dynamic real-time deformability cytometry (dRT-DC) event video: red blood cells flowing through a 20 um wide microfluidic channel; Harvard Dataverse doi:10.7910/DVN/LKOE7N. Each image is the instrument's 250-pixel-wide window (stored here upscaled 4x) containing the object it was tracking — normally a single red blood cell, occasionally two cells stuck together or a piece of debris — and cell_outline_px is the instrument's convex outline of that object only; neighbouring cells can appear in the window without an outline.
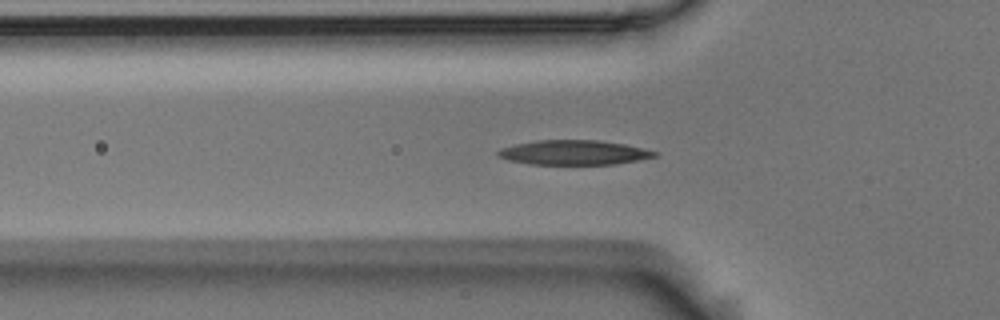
{"species": "Egyptian fruit bat (a non-hibernating species)", "species_latin": "Rousettus aegyptiacus", "temperature_condition": "room temperature", "stored_images_in_passage": 48, "camera_frame_rate_fps": 3000, "um_per_image_px": 0.085, "animal": {"sex": "male"}, "frame": {"image": 1, "passage_image": 9, "time_ms": 2.667, "image_size_px": [1000, 320], "cell_outline_px": [[656, 156], [616, 164], [532, 164], [508, 160], [496, 156], [496, 152], [500, 148], [516, 144], [536, 140], [596, 140], [624, 144], [656, 152]], "centroid_in_image_um": [48.69, 12.96], "position_along_channel_um": 77.1, "area_um2": 22.2}}
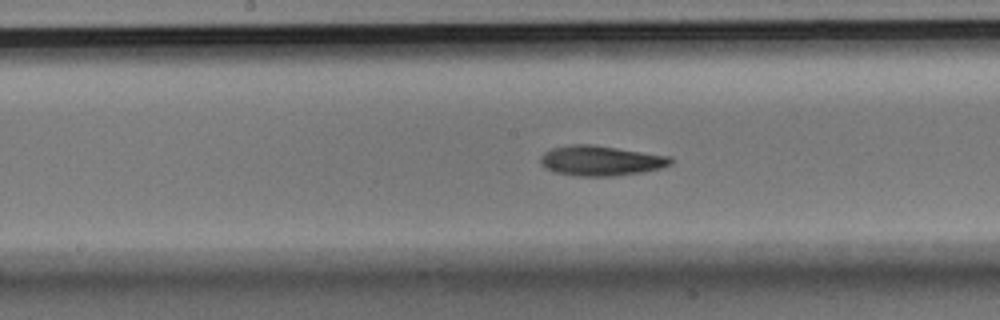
{"frame": {"image": 2, "passage_image": 19, "time_ms": 6.0, "image_size_px": [1000, 320], "cell_outline_px": [[676, 160], [672, 164], [660, 168], [644, 172], [612, 176], [576, 176], [556, 172], [544, 168], [540, 164], [540, 156], [544, 152], [552, 148], [572, 144], [592, 144], [672, 156]], "centroid_in_image_um": [51.09, 13.65], "position_along_channel_um": 197.1, "area_um2": 23.12}}
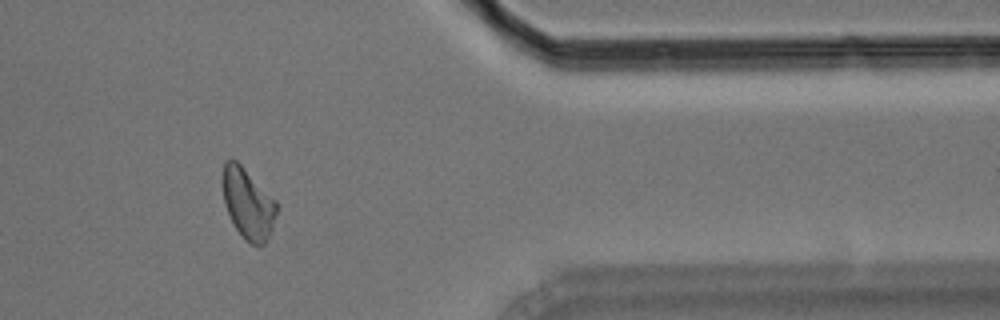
{"frame": {"image": 3, "passage_image": 37, "time_ms": 12.0, "image_size_px": [1000, 320], "cell_outline_px": [[276, 212], [272, 228], [264, 244], [252, 244], [236, 228], [224, 204], [224, 160], [236, 160], [276, 200]], "centroid_in_image_um": [21.09, 17.28], "position_along_channel_um": 390.3, "area_um2": 21.27}, "authors_computed_cell_mechanics": {"area_um2": 22.1374, "velocity_mm_per_s": 3.5732, "shape_relaxation_time_tau1_ms": 8.4521, "shape_relaxation_time_tau2_ms": 9.6481, "deformation_change_tau1": 0.2264, "deformation_change_tau2": 0.176}}